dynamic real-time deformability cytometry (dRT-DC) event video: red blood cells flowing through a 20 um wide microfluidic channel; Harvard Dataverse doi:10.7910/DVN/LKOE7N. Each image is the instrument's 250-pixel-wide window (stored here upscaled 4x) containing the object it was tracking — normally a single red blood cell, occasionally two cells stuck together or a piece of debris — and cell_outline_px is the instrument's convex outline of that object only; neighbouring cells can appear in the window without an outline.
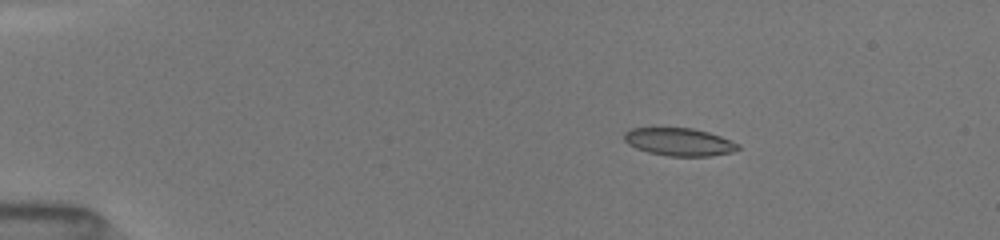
{"species": "common noctule bat (a hibernating species)", "species_latin": "Nyctalus noctula", "temperature_condition": "room temperature", "stored_images_in_passage": 35, "camera_frame_rate_fps": 3000, "um_per_image_px": 0.085, "animal": {"sex": "female", "body_mass_g": 19.5, "forearm_length_mm": 54.1}, "frame": {"image": 1, "passage_image": 2, "time_ms": 1.0, "image_size_px": [1000, 240], "cell_outline_px": [[740, 148], [732, 152], [712, 156], [668, 156], [648, 152], [636, 148], [628, 144], [624, 140], [624, 132], [632, 128], [692, 128], [708, 132], [720, 136], [740, 144]], "centroid_in_image_um": [57.73, 12.06], "position_along_channel_um": 27.3, "area_um2": 18.44}}
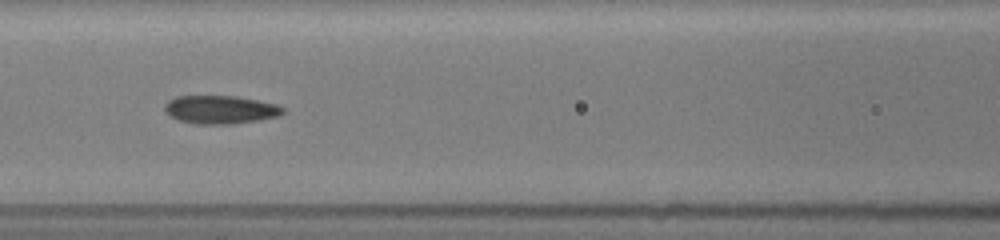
{"frame": {"image": 2, "passage_image": 13, "time_ms": 6.0, "image_size_px": [1000, 240], "cell_outline_px": [[284, 112], [280, 116], [260, 120], [232, 124], [196, 124], [180, 120], [164, 112], [164, 104], [168, 100], [176, 96], [236, 96], [276, 104], [284, 108]], "centroid_in_image_um": [18.73, 9.32], "position_along_channel_um": 147.9, "area_um2": 19.54}}
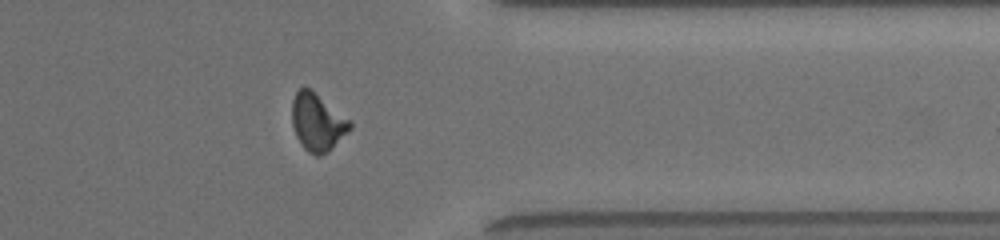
{"frame": {"image": 3, "passage_image": 27, "time_ms": 12.0, "image_size_px": [1000, 240], "cell_outline_px": [[352, 128], [328, 152], [320, 156], [316, 156], [308, 152], [300, 144], [296, 136], [292, 124], [292, 100], [296, 92], [300, 88], [308, 88], [352, 120]], "centroid_in_image_um": [26.99, 10.42], "position_along_channel_um": 384.4, "area_um2": 19.42}, "authors_computed_cell_mechanics": {"area_um2": 19.2474, "velocity_mm_per_s": 4.0602, "shape_relaxation_time_tau1_ms": null, "shape_relaxation_time_tau2_ms": 2.6554, "deformation_change_tau1": null, "deformation_change_tau2": 0.1033}}